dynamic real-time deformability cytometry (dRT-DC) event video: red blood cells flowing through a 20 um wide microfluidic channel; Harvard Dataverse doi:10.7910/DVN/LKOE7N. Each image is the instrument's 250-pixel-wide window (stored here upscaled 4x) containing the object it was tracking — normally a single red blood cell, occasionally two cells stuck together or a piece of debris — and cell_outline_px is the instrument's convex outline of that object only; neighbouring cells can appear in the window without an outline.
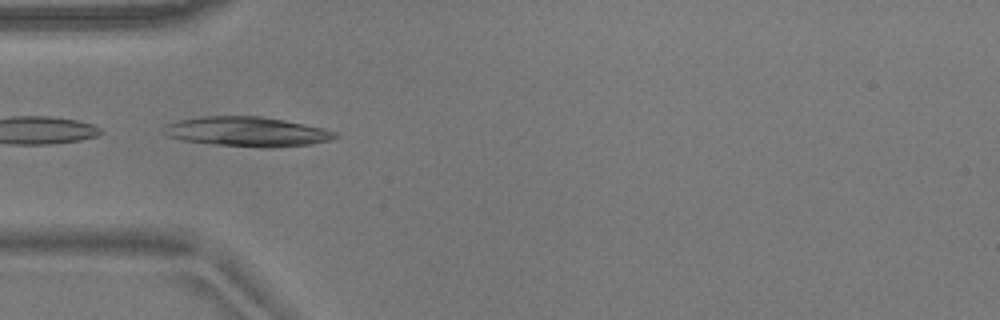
{"species": "common noctule bat (a hibernating species)", "species_latin": "Nyctalus noctula", "temperature_condition": "warm", "stored_images_in_passage": 24, "camera_frame_rate_fps": 3000, "um_per_image_px": 0.085, "animal": {"sex": "male", "body_mass_g": 17.9}, "frame": {"image": 1, "passage_image": 4, "time_ms": 1.0, "image_size_px": [1000, 320], "cell_outline_px": [[340, 136], [328, 140], [308, 144], [272, 148], [260, 148], [212, 144], [184, 140], [168, 136], [168, 124], [180, 120], [204, 116], [260, 116], [284, 120], [324, 128], [336, 132]], "centroid_in_image_um": [21.09, 11.2], "position_along_channel_um": 63.9, "area_um2": 29.19}}